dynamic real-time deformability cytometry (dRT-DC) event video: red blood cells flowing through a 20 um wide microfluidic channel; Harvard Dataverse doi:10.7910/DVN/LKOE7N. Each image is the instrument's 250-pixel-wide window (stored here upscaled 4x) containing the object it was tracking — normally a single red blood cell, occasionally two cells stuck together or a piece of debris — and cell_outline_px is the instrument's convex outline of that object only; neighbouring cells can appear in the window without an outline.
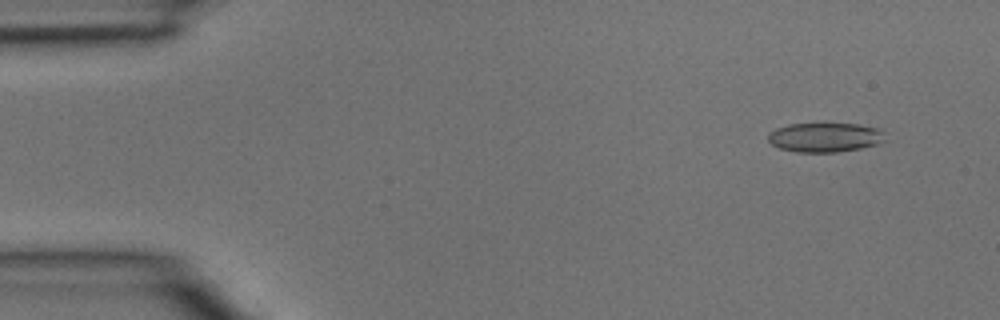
{"species": "common noctule bat (a hibernating species)", "species_latin": "Nyctalus noctula", "temperature_condition": "room temperature", "stored_images_in_passage": 4, "camera_frame_rate_fps": 3000, "um_per_image_px": 0.085, "animal": {"sex": "male", "body_mass_g": 15.6}, "frame": {"image": 1, "passage_image": 1, "time_ms": 0.0, "image_size_px": [1000, 320], "cell_outline_px": [[884, 140], [876, 144], [860, 148], [836, 152], [796, 152], [780, 148], [772, 144], [768, 140], [768, 132], [776, 128], [788, 124], [860, 124], [880, 128]], "centroid_in_image_um": [70.08, 11.67], "position_along_channel_um": 14.9, "area_um2": 19.88}}
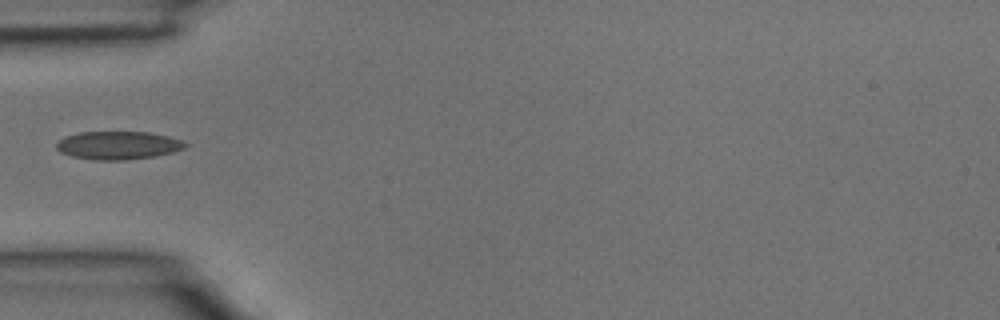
{"frame": {"image": 2, "passage_image": 4, "time_ms": 1.0, "image_size_px": [1000, 320], "cell_outline_px": [[188, 144], [184, 148], [172, 152], [156, 156], [124, 160], [96, 160], [72, 156], [60, 152], [56, 148], [56, 144], [64, 136], [80, 132], [148, 132], [168, 136], [180, 140]], "centroid_in_image_um": [10.02, 12.35], "position_along_channel_um": 75.0, "area_um2": 21.04}}